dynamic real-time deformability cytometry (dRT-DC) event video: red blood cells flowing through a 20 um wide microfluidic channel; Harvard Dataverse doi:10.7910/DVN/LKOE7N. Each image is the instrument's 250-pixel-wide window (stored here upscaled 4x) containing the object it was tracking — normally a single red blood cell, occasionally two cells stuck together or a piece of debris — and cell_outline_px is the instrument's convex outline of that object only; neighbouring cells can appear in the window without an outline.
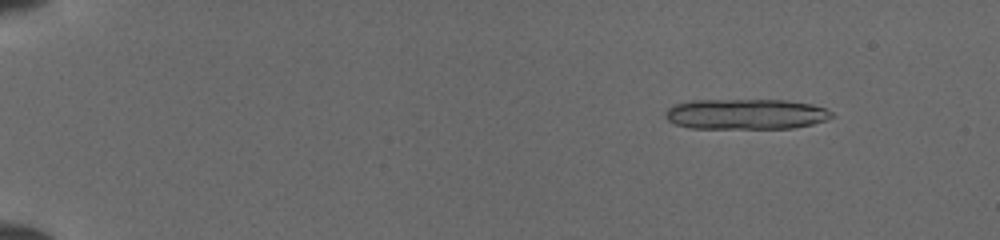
{"species": "common noctule bat (a hibernating species)", "species_latin": "Nyctalus noctula", "temperature_condition": "cold", "stored_images_in_passage": 45, "camera_frame_rate_fps": 3000, "um_per_image_px": 0.085, "animal": {"sex": "female", "body_mass_g": 19.5, "forearm_length_mm": 54.1}, "frame": {"image": 1, "passage_image": 1, "time_ms": 0.0, "image_size_px": [1000, 240], "cell_outline_px": [[836, 116], [812, 124], [792, 128], [688, 128], [676, 124], [668, 120], [664, 116], [664, 112], [672, 104], [692, 100], [784, 100], [812, 104], [824, 108], [832, 112]], "centroid_in_image_um": [63.36, 9.69], "position_along_channel_um": 21.6, "area_um2": 29.65}}
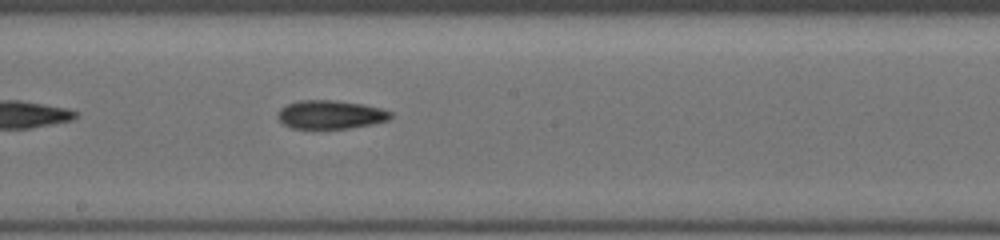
{"frame": {"image": 2, "passage_image": 25, "time_ms": 8.0, "image_size_px": [1000, 240], "cell_outline_px": [[392, 116], [388, 120], [372, 124], [348, 128], [292, 128], [284, 124], [276, 116], [280, 108], [288, 104], [300, 100], [332, 100], [364, 104], [380, 108], [392, 112]], "centroid_in_image_um": [28.09, 9.73], "position_along_channel_um": 220.1, "area_um2": 18.67}}
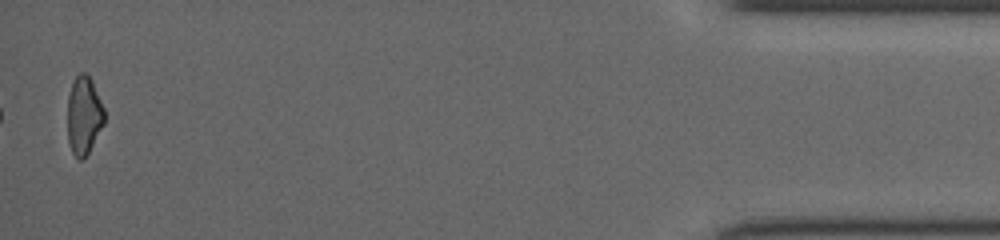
{"frame": {"image": 3, "passage_image": 45, "time_ms": 14.667, "image_size_px": [1000, 240], "cell_outline_px": [[104, 124], [84, 160], [80, 160], [72, 152], [68, 140], [68, 96], [72, 80], [80, 72], [84, 72], [92, 80], [104, 108]], "centroid_in_image_um": [7.13, 9.8], "position_along_channel_um": 428.1, "area_um2": 16.82}}